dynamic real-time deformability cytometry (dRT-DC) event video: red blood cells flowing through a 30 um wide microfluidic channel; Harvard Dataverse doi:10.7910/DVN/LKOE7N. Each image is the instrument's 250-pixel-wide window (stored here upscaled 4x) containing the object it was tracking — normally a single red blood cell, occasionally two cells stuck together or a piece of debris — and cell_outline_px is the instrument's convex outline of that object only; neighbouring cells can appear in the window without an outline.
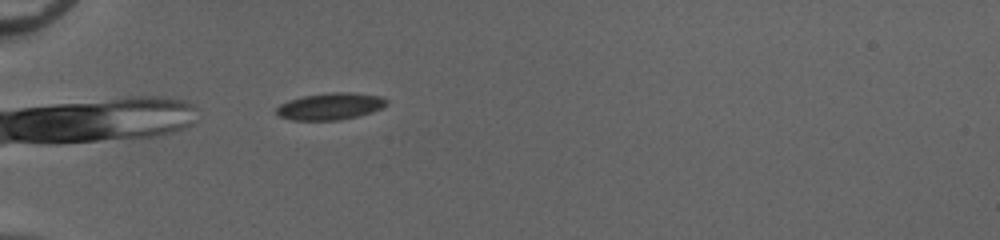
{"species": "common noctule bat (a hibernating species)", "species_latin": "Nyctalus noctula", "temperature_condition": "cold", "stored_images_in_passage": 34, "camera_frame_rate_fps": 3000, "um_per_image_px": 0.085, "animal": {"sex": "female", "body_mass_g": 20.0, "forearm_length_mm": 54.0}, "frame": {"image": 1, "passage_image": 4, "time_ms": 1.0, "image_size_px": [1000, 240], "cell_outline_px": [[388, 104], [372, 112], [340, 120], [292, 120], [280, 116], [276, 112], [276, 108], [280, 104], [288, 100], [304, 96], [332, 92], [352, 92], [380, 96], [388, 100]], "centroid_in_image_um": [28.08, 9.03], "position_along_channel_um": 56.9, "area_um2": 17.17}}
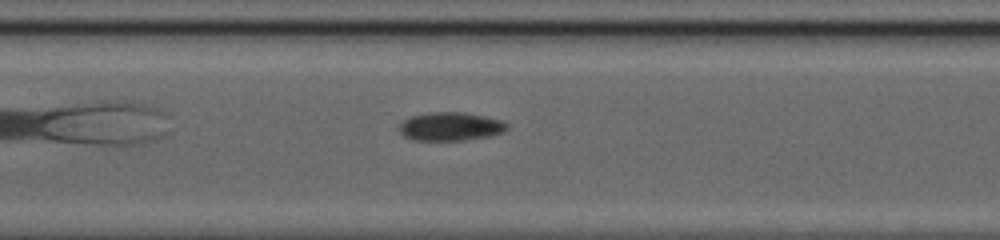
{"frame": {"image": 2, "passage_image": 14, "time_ms": 4.333, "image_size_px": [1000, 240], "cell_outline_px": [[508, 128], [504, 132], [492, 136], [464, 140], [412, 140], [404, 136], [396, 128], [404, 120], [412, 116], [432, 112], [464, 112], [504, 120], [508, 124]], "centroid_in_image_um": [38.32, 10.75], "position_along_channel_um": 169.1, "area_um2": 18.09}}
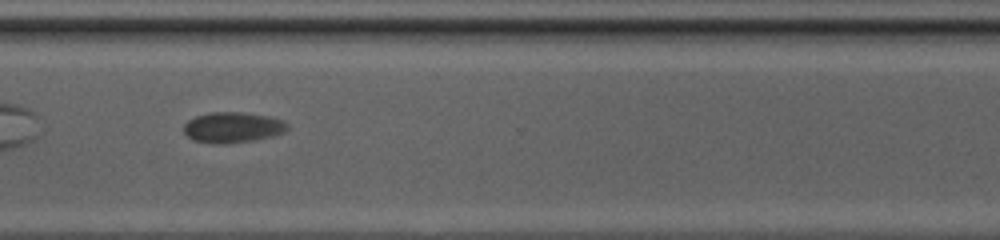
{"frame": {"image": 3, "passage_image": 28, "time_ms": 9.0, "image_size_px": [1000, 240], "cell_outline_px": [[288, 128], [284, 132], [272, 136], [256, 140], [224, 144], [212, 144], [192, 140], [184, 132], [184, 124], [188, 120], [196, 116], [212, 112], [244, 112], [268, 116], [284, 120], [288, 124]], "centroid_in_image_um": [19.78, 10.83], "position_along_channel_um": 350.8, "area_um2": 18.67}, "authors_computed_cell_mechanics": {"area_um2": 17.6579, "velocity_mm_per_s": 3.9044, "shape_relaxation_time_tau1_ms": 2.9937, "shape_relaxation_time_tau2_ms": 0.7432, "deformation_change_tau1": 0.0746, "deformation_change_tau2": 0.0248}}